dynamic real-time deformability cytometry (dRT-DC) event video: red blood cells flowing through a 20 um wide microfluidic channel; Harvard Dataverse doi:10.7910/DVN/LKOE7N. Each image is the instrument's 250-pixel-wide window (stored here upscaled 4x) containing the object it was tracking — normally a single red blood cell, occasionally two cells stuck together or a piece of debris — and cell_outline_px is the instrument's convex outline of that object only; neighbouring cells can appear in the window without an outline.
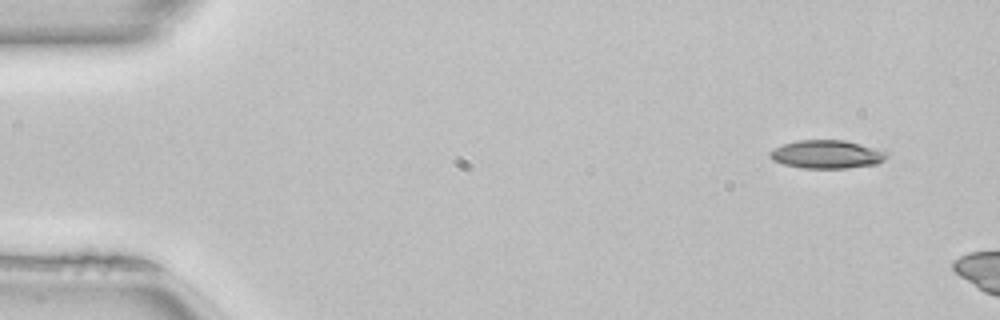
{"species": "common noctule bat (a hibernating species)", "species_latin": "Nyctalus noctula", "temperature_condition": "room temperature", "stored_images_in_passage": 9, "camera_frame_rate_fps": 3000, "um_per_image_px": 0.085, "animal": {"sex": "female", "body_mass_g": 22.7, "forearm_length_mm": 54.2}, "frame": {"image": 1, "passage_image": 1, "time_ms": 0.0, "image_size_px": [1000, 320], "cell_outline_px": [[888, 156], [884, 160], [876, 164], [848, 168], [804, 168], [784, 164], [772, 160], [768, 156], [768, 152], [772, 148], [796, 140], [844, 140], [888, 152]], "centroid_in_image_um": [70.23, 13.12], "position_along_channel_um": 14.8, "area_um2": 19.25}}